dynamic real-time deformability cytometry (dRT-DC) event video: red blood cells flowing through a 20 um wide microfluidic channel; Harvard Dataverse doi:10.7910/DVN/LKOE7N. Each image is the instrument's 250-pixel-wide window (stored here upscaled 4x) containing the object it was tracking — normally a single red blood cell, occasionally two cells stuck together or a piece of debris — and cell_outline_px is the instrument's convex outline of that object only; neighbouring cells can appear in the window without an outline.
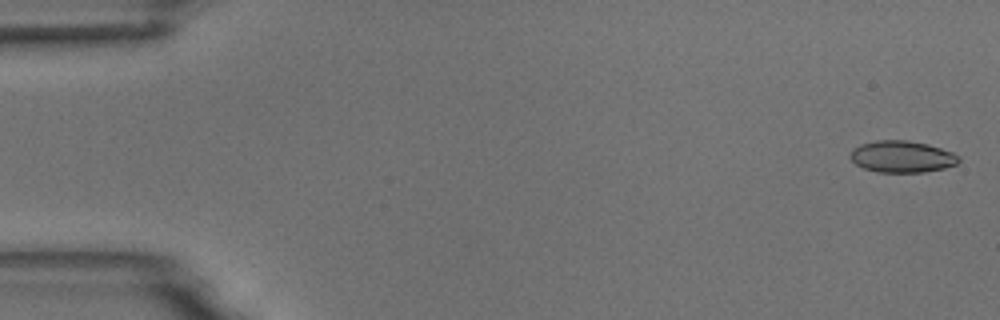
{"species": "common noctule bat (a hibernating species)", "species_latin": "Nyctalus noctula", "temperature_condition": "room temperature", "stored_images_in_passage": 5, "camera_frame_rate_fps": 3000, "um_per_image_px": 0.085, "animal": {"sex": "male", "body_mass_g": 18.8}, "frame": {"image": 1, "passage_image": 1, "time_ms": 0.0, "image_size_px": [1000, 320], "cell_outline_px": [[960, 160], [956, 164], [944, 168], [924, 172], [876, 172], [864, 168], [856, 164], [848, 156], [852, 148], [860, 144], [876, 140], [908, 140], [928, 144], [952, 152], [960, 156]], "centroid_in_image_um": [76.64, 13.31], "position_along_channel_um": 8.4, "area_um2": 20.17}}
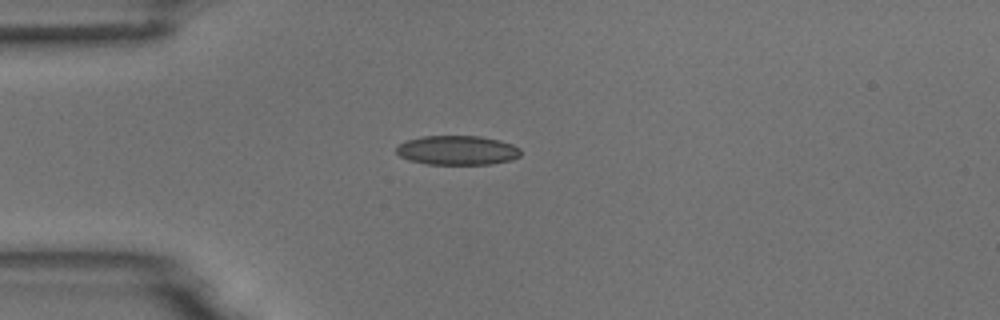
{"frame": {"image": 2, "passage_image": 5, "time_ms": 1.333, "image_size_px": [1000, 320], "cell_outline_px": [[520, 156], [512, 160], [492, 164], [428, 164], [408, 160], [400, 156], [396, 152], [396, 148], [404, 140], [424, 136], [480, 136], [500, 140], [512, 144], [520, 148]], "centroid_in_image_um": [38.88, 12.77], "position_along_channel_um": 46.1, "area_um2": 21.39}}